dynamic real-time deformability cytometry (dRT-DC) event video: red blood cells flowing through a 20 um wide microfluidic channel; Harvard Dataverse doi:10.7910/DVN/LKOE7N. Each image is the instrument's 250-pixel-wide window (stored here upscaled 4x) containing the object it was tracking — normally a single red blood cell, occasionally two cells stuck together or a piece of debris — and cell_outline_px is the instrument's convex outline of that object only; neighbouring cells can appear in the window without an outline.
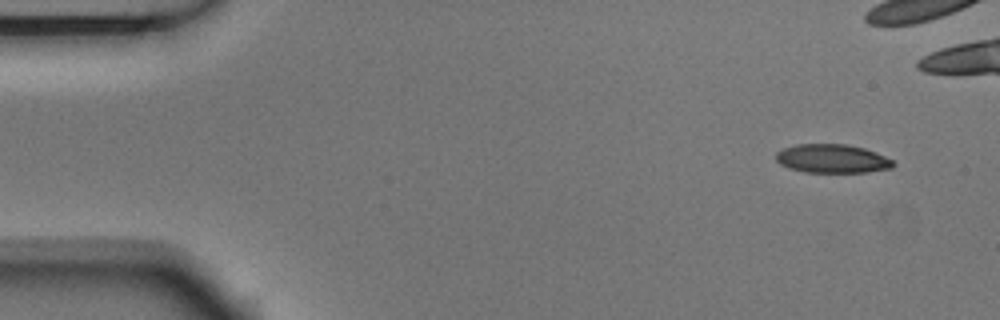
{"species": "Egyptian fruit bat (a non-hibernating species)", "species_latin": "Rousettus aegyptiacus", "temperature_condition": "room temperature", "stored_images_in_passage": 5, "camera_frame_rate_fps": 3000, "um_per_image_px": 0.085, "animal": {"sex": "male"}, "frame": {"image": 1, "passage_image": 1, "time_ms": 0.0, "image_size_px": [1000, 320], "cell_outline_px": [[896, 164], [892, 168], [868, 172], [804, 172], [788, 168], [780, 164], [776, 160], [776, 152], [784, 148], [796, 144], [844, 144], [864, 148], [876, 152], [892, 160]], "centroid_in_image_um": [70.73, 13.49], "position_along_channel_um": 14.3, "area_um2": 19.65}}